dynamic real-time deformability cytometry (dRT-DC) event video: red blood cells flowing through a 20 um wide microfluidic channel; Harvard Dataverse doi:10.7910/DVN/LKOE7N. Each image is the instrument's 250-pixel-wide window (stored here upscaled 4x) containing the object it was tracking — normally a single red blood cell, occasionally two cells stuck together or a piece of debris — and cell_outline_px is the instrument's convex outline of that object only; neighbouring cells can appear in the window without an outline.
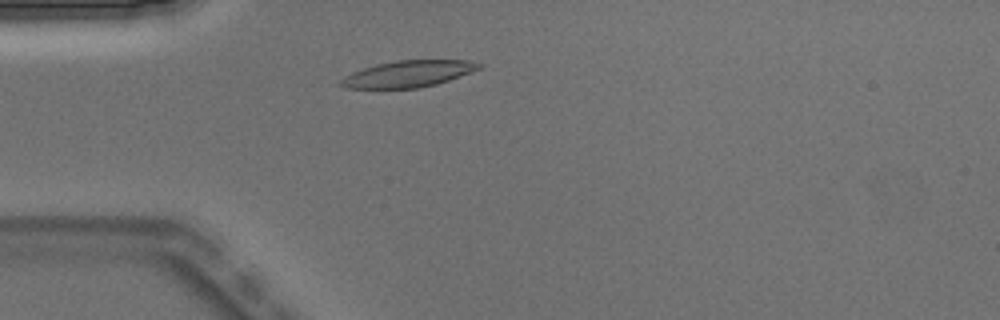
{"species": "Egyptian fruit bat (a non-hibernating species)", "species_latin": "Rousettus aegyptiacus", "temperature_condition": "warm", "stored_images_in_passage": 2, "camera_frame_rate_fps": 3000, "um_per_image_px": 0.085, "animal": {"sex": "male"}, "frame": {"image": 1, "passage_image": 2, "time_ms": 0.333, "image_size_px": [1000, 320], "cell_outline_px": [[484, 64], [480, 68], [448, 80], [436, 84], [420, 88], [344, 88], [340, 84], [340, 80], [344, 76], [352, 72], [376, 64], [396, 60], [468, 60]], "centroid_in_image_um": [34.68, 6.27], "position_along_channel_um": 50.3, "area_um2": 21.21}}